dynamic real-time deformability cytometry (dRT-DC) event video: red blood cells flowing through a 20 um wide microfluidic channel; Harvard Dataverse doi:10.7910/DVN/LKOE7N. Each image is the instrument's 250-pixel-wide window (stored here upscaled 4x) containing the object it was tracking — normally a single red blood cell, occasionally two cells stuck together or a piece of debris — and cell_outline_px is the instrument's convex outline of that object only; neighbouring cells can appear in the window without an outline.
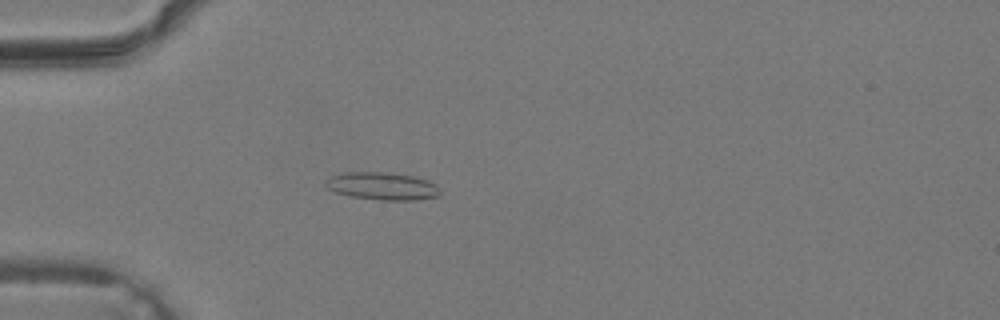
{"species": "common noctule bat (a hibernating species)", "species_latin": "Nyctalus noctula", "temperature_condition": "warm", "stored_images_in_passage": 28, "camera_frame_rate_fps": 3000, "um_per_image_px": 0.085, "animal": {"sex": "male", "body_mass_g": 19.2, "forearm_length_mm": 51.8}, "frame": {"image": 1, "passage_image": 2, "time_ms": 0.333, "image_size_px": [1000, 320], "cell_outline_px": [[440, 196], [416, 200], [380, 200], [348, 196], [336, 192], [328, 188], [324, 184], [324, 180], [328, 176], [344, 172], [388, 172], [412, 176], [428, 180], [436, 184], [440, 192]], "centroid_in_image_um": [32.46, 15.81], "position_along_channel_um": 52.5, "area_um2": 18.67}}
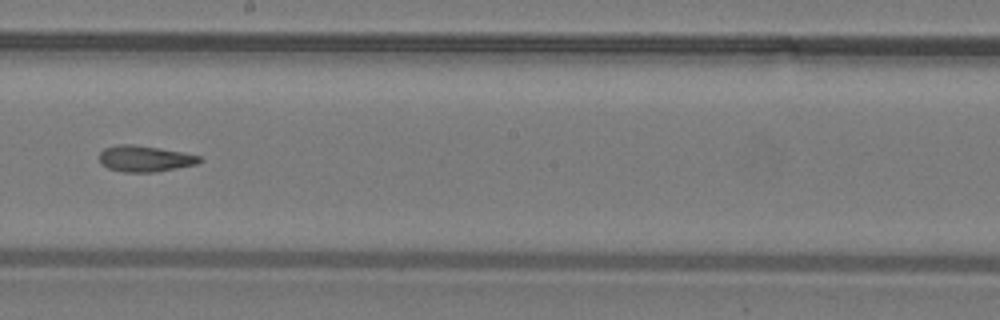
{"frame": {"image": 2, "passage_image": 13, "time_ms": 4.0, "image_size_px": [1000, 320], "cell_outline_px": [[204, 160], [196, 164], [176, 168], [152, 172], [124, 172], [108, 168], [100, 164], [100, 152], [104, 148], [120, 144], [132, 144], [184, 152], [200, 156]], "centroid_in_image_um": [12.31, 13.48], "position_along_channel_um": 235.9, "area_um2": 15.2}}
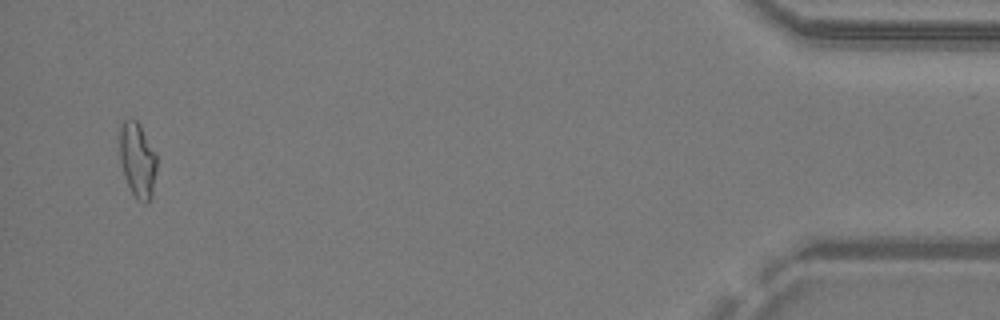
{"frame": {"image": 3, "passage_image": 28, "time_ms": 9.0, "image_size_px": [1000, 320], "cell_outline_px": [[156, 168], [152, 196], [148, 204], [144, 204], [136, 200], [124, 176], [120, 160], [120, 124], [124, 120], [136, 120], [140, 124], [156, 152]], "centroid_in_image_um": [11.7, 13.62], "position_along_channel_um": 423.5, "area_um2": 16.36}}